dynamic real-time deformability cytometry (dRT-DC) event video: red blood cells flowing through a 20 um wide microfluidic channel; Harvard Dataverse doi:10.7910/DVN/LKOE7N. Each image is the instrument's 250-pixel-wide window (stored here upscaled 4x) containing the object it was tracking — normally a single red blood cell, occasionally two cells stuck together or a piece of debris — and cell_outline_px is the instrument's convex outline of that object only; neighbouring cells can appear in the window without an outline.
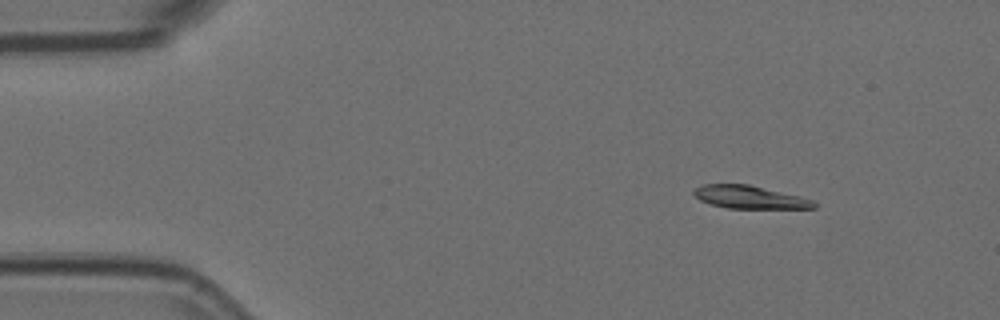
{"species": "Egyptian fruit bat (a non-hibernating species)", "species_latin": "Rousettus aegyptiacus", "temperature_condition": "room temperature", "stored_images_in_passage": 5, "camera_frame_rate_fps": 3000, "um_per_image_px": 0.085, "animal": {"sex": "female"}, "frame": {"image": 1, "passage_image": 1, "time_ms": 0.0, "image_size_px": [1000, 320], "cell_outline_px": [[816, 208], [728, 208], [712, 204], [700, 200], [692, 192], [696, 188], [704, 184], [748, 184], [812, 200], [816, 204]], "centroid_in_image_um": [63.68, 16.76], "position_along_channel_um": 21.3, "area_um2": 15.55}}
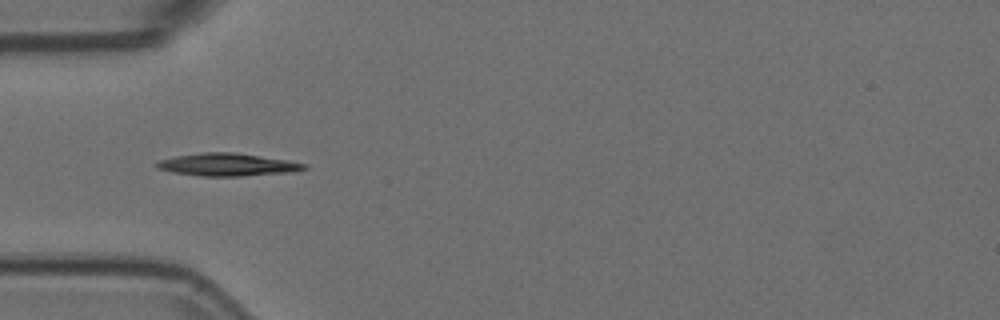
{"frame": {"image": 2, "passage_image": 4, "time_ms": 1.0, "image_size_px": [1000, 320], "cell_outline_px": [[308, 168], [292, 172], [240, 176], [200, 176], [172, 172], [156, 168], [156, 164], [160, 160], [176, 156], [200, 152], [236, 152], [288, 160], [308, 164]], "centroid_in_image_um": [19.36, 13.99], "position_along_channel_um": 65.6, "area_um2": 19.54}}
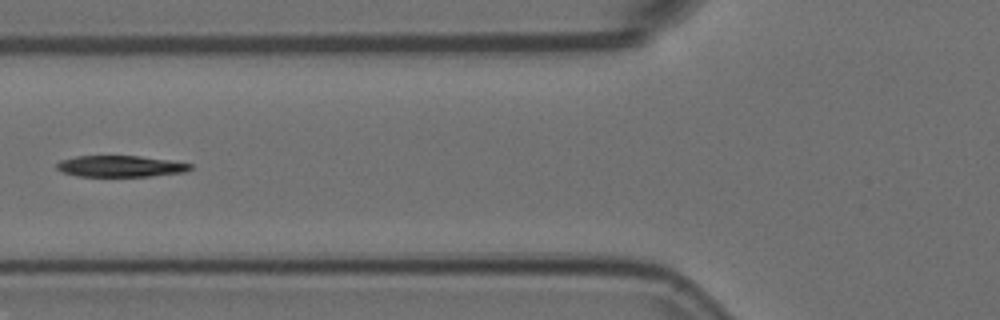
{"frame": {"image": 3, "passage_image": 5, "time_ms": 1.333, "image_size_px": [1000, 320], "cell_outline_px": [[192, 168], [184, 172], [152, 176], [76, 176], [64, 172], [56, 168], [56, 164], [60, 160], [76, 156], [140, 156], [168, 160], [192, 164]], "centroid_in_image_um": [10.22, 14.13], "position_along_channel_um": 115.6, "area_um2": 16.47}}